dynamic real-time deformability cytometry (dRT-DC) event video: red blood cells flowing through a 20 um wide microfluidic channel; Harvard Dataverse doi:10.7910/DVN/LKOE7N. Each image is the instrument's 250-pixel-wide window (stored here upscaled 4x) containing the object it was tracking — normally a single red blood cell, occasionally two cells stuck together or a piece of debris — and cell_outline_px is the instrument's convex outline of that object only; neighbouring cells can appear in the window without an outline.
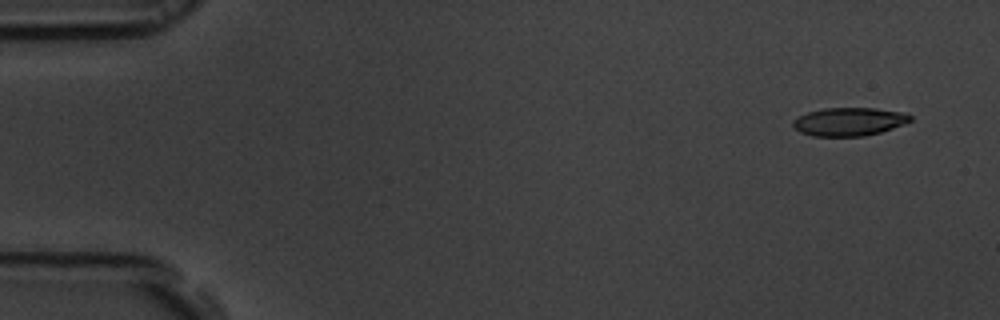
{"species": "common noctule bat (a hibernating species)", "species_latin": "Nyctalus noctula", "temperature_condition": "room temperature", "stored_images_in_passage": 53, "camera_frame_rate_fps": 3000, "um_per_image_px": 0.085, "animal": {"sex": "male", "body_mass_g": 19.5, "forearm_length_mm": 54.6}, "frame": {"image": 1, "passage_image": 1, "time_ms": 0.0, "image_size_px": [1000, 320], "cell_outline_px": [[912, 120], [904, 124], [880, 132], [864, 136], [812, 136], [800, 132], [792, 124], [792, 120], [808, 112], [824, 108], [876, 108], [904, 112], [912, 116]], "centroid_in_image_um": [72.19, 10.34], "position_along_channel_um": 12.8, "area_um2": 19.31}}
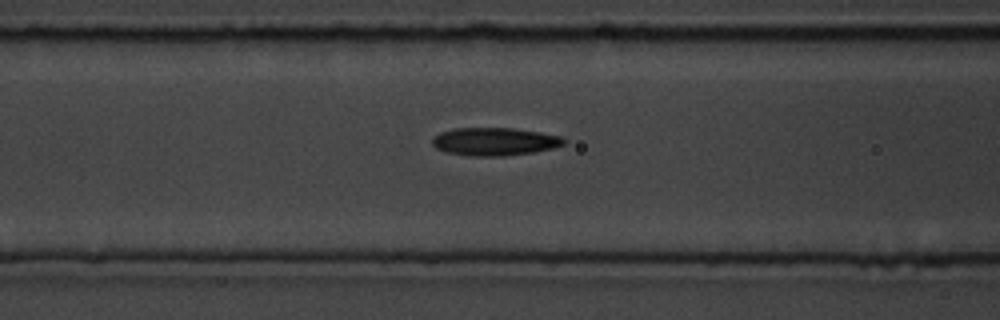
{"frame": {"image": 2, "passage_image": 20, "time_ms": 6.333, "image_size_px": [1000, 320], "cell_outline_px": [[568, 140], [564, 144], [552, 148], [532, 152], [504, 156], [472, 156], [448, 152], [436, 148], [432, 144], [432, 136], [440, 132], [456, 128], [512, 128], [540, 132], [564, 136]], "centroid_in_image_um": [42.06, 12.02], "position_along_channel_um": 124.5, "area_um2": 21.5}}
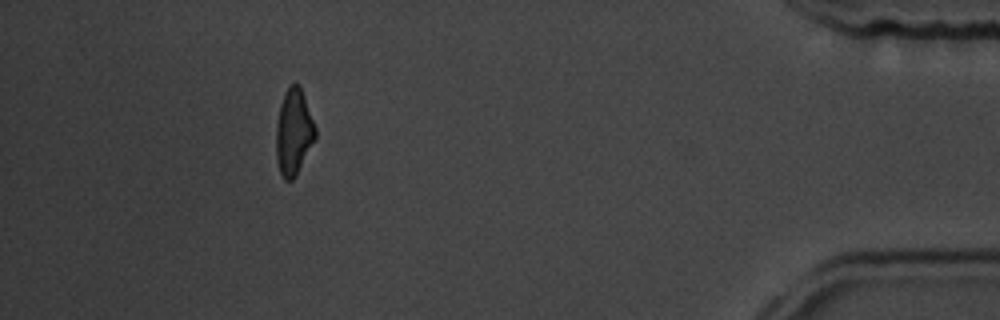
{"frame": {"image": 3, "passage_image": 48, "time_ms": 15.667, "image_size_px": [1000, 320], "cell_outline_px": [[316, 136], [296, 176], [292, 180], [284, 180], [280, 172], [276, 160], [276, 124], [280, 104], [284, 92], [288, 84], [296, 80], [300, 84], [316, 128]], "centroid_in_image_um": [24.95, 11.16], "position_along_channel_um": 410.3, "area_um2": 19.94}, "authors_computed_cell_mechanics": {"area_um2": 20.4612, "velocity_mm_per_s": 3.6771, "shape_relaxation_time_tau1_ms": 3.9781, "shape_relaxation_time_tau2_ms": 4.1003, "deformation_change_tau1": 0.1624, "deformation_change_tau2": 0.1378}}